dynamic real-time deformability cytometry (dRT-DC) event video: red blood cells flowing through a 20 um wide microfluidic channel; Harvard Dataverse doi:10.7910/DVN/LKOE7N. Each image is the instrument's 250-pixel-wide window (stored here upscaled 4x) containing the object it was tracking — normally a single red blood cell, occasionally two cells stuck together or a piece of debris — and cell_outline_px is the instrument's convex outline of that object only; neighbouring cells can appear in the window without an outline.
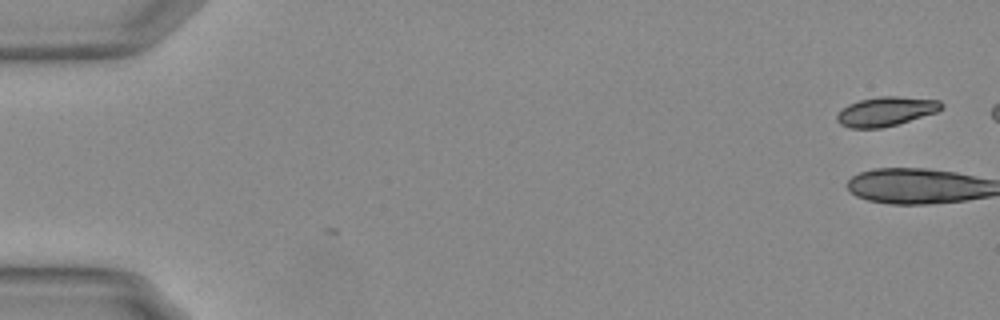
{"species": "Egyptian fruit bat (a non-hibernating species)", "species_latin": "Rousettus aegyptiacus", "temperature_condition": "warm", "stored_images_in_passage": 2, "camera_frame_rate_fps": 3000, "um_per_image_px": 0.085, "animal": {"sex": "female"}, "frame": {"image": 1, "passage_image": 2, "time_ms": 0.333, "image_size_px": [1000, 320], "cell_outline_px": [[944, 104], [936, 112], [896, 124], [880, 128], [848, 128], [840, 124], [836, 120], [836, 116], [848, 104], [860, 100], [880, 96], [900, 96], [940, 100]], "centroid_in_image_um": [75.29, 9.46], "position_along_channel_um": 9.7, "area_um2": 17.63}}